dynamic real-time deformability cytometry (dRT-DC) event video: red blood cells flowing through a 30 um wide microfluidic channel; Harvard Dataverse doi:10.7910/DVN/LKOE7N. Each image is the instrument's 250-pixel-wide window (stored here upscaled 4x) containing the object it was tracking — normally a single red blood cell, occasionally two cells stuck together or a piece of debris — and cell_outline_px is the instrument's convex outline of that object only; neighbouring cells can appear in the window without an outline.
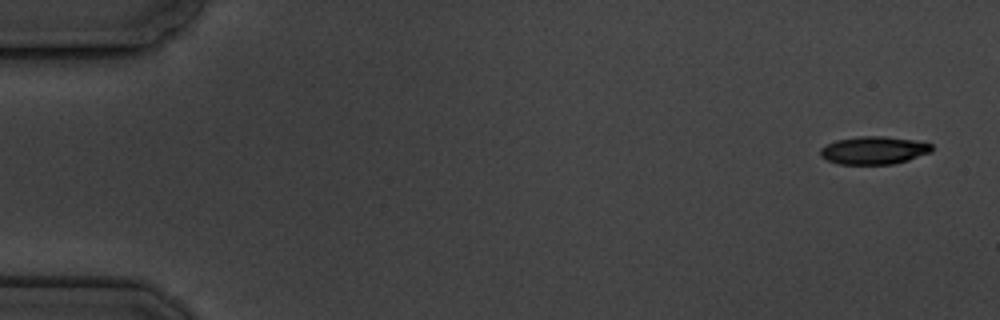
{"species": "common noctule bat (a hibernating species)", "species_latin": "Nyctalus noctula", "temperature_condition": "cold", "stored_images_in_passage": 5, "camera_frame_rate_fps": 3000, "um_per_image_px": 0.085, "animal": {"sex": "male", "body_mass_g": 19.5, "forearm_length_mm": 54.6}, "frame": {"image": 1, "passage_image": 1, "time_ms": 0.0, "image_size_px": [1000, 320], "cell_outline_px": [[932, 152], [908, 160], [892, 164], [840, 164], [828, 160], [820, 156], [820, 148], [836, 140], [860, 136], [884, 136], [912, 140], [932, 144]], "centroid_in_image_um": [74.28, 12.78], "position_along_channel_um": 10.7, "area_um2": 17.98}}